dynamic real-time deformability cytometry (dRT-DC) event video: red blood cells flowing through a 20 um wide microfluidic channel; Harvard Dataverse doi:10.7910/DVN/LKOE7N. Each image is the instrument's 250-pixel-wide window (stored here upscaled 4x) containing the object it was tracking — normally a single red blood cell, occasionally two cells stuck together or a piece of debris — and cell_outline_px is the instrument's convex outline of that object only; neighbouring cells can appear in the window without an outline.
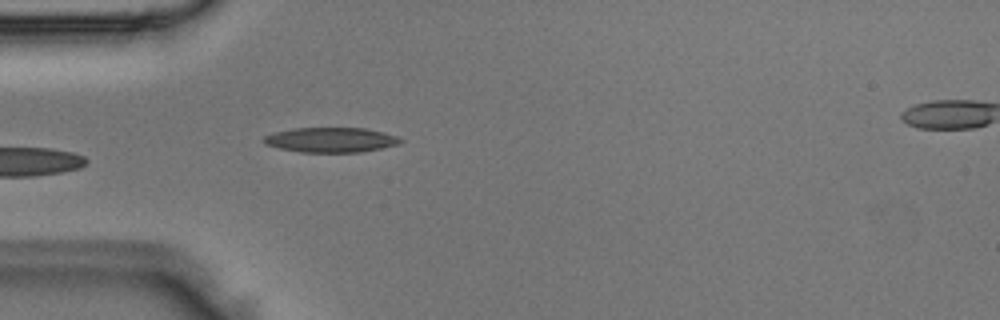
{"species": "Egyptian fruit bat (a non-hibernating species)", "species_latin": "Rousettus aegyptiacus", "temperature_condition": "room temperature", "stored_images_in_passage": 5, "camera_frame_rate_fps": 3000, "um_per_image_px": 0.085, "animal": {"sex": "male"}, "frame": {"image": 1, "passage_image": 4, "time_ms": 1.0, "image_size_px": [1000, 320], "cell_outline_px": [[404, 140], [396, 144], [380, 148], [360, 152], [300, 152], [280, 148], [264, 144], [260, 140], [264, 136], [272, 132], [292, 128], [364, 128], [384, 132], [396, 136]], "centroid_in_image_um": [28.05, 11.88], "position_along_channel_um": 57.0, "area_um2": 19.83}}